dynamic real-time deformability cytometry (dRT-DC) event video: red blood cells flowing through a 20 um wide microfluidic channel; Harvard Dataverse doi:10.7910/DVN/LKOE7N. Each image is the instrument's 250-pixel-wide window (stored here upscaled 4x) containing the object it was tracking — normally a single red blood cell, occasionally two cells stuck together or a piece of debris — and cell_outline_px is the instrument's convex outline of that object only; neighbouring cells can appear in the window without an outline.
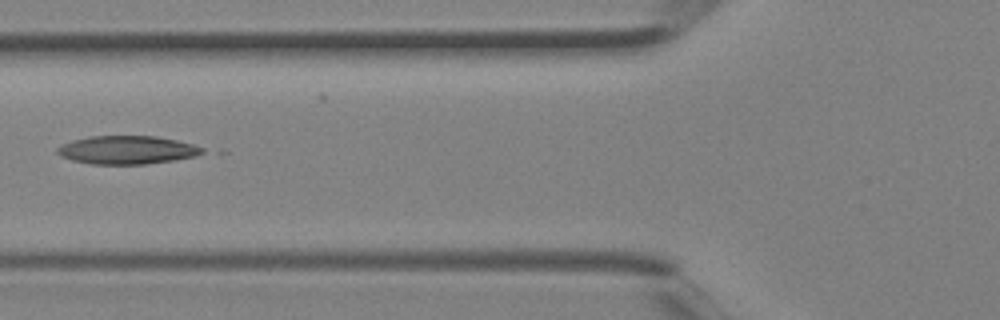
{"species": "Egyptian fruit bat (a non-hibernating species)", "species_latin": "Rousettus aegyptiacus", "temperature_condition": "room temperature", "stored_images_in_passage": 3, "camera_frame_rate_fps": 3000, "um_per_image_px": 0.085, "animal": {"sex": "female"}, "frame": {"image": 1, "passage_image": 3, "time_ms": 0.667, "image_size_px": [1000, 320], "cell_outline_px": [[204, 152], [196, 156], [176, 160], [144, 164], [92, 164], [72, 160], [56, 152], [56, 148], [72, 140], [88, 136], [156, 136], [176, 140], [192, 144], [204, 148]], "centroid_in_image_um": [10.82, 12.74], "position_along_channel_um": 115.0, "area_um2": 23.81}}